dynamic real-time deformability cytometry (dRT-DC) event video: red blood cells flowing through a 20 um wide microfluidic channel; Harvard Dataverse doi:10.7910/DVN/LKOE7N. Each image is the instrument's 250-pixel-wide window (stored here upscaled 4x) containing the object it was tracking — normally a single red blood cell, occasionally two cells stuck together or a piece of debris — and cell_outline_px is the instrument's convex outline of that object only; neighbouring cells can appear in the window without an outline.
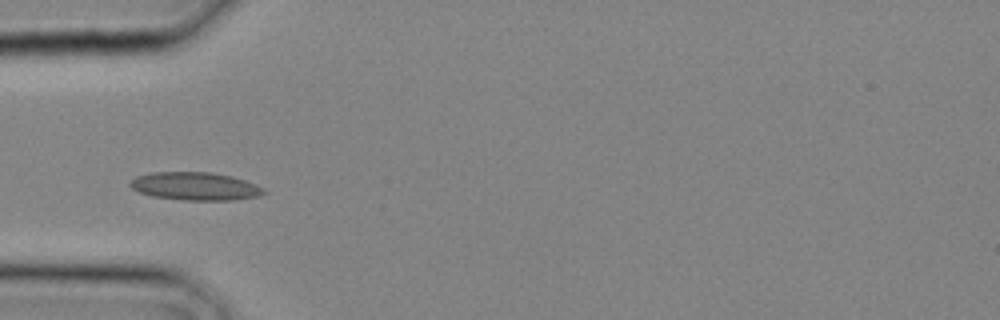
{"species": "common noctule bat (a hibernating species)", "species_latin": "Nyctalus noctula", "temperature_condition": "cold", "stored_images_in_passage": 6, "camera_frame_rate_fps": 3000, "um_per_image_px": 0.085, "animal": {"sex": "male", "body_mass_g": 20.4}, "frame": {"image": 1, "passage_image": 1, "time_ms": 0.0, "image_size_px": [1000, 320], "cell_outline_px": [[268, 192], [260, 196], [236, 200], [184, 200], [152, 196], [140, 192], [132, 188], [128, 184], [136, 176], [152, 172], [212, 172], [232, 176], [256, 184]], "centroid_in_image_um": [16.62, 15.83], "position_along_channel_um": 68.4, "area_um2": 21.91}}
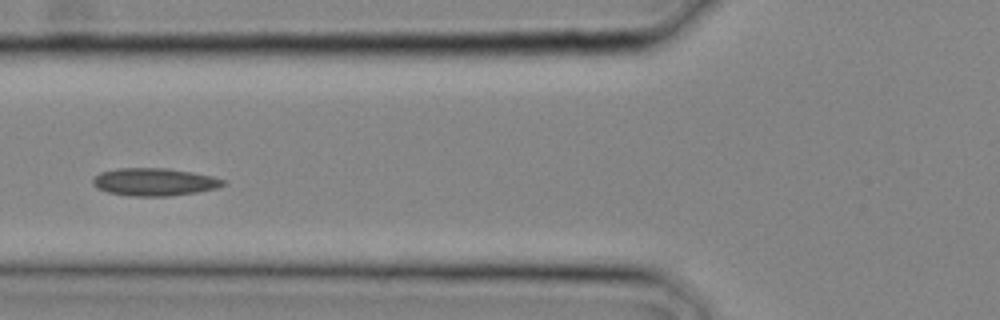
{"frame": {"image": 2, "passage_image": 3, "time_ms": 0.667, "image_size_px": [1000, 320], "cell_outline_px": [[228, 184], [216, 188], [196, 192], [168, 196], [128, 196], [108, 192], [96, 188], [92, 184], [92, 180], [100, 172], [120, 168], [168, 168], [192, 172], [212, 176], [224, 180]], "centroid_in_image_um": [13.11, 15.46], "position_along_channel_um": 112.7, "area_um2": 21.04}}
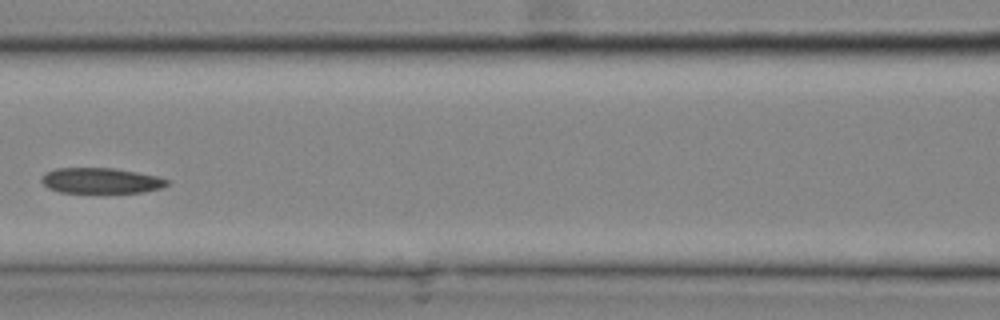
{"frame": {"image": 3, "passage_image": 5, "time_ms": 1.333, "image_size_px": [1000, 320], "cell_outline_px": [[168, 184], [160, 188], [140, 192], [60, 192], [48, 188], [40, 180], [44, 172], [56, 168], [116, 168], [156, 176], [168, 180]], "centroid_in_image_um": [8.52, 15.34], "position_along_channel_um": 158.1, "area_um2": 18.5}}